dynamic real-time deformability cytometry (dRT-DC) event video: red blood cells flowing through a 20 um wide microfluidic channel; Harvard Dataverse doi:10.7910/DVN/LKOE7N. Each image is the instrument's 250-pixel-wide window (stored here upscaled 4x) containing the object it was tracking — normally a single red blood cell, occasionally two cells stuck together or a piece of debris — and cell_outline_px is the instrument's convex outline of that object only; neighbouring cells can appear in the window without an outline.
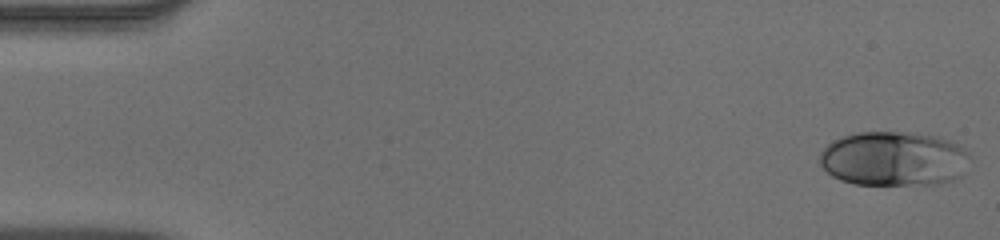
{"species": "human", "species_latin": "Homo sapiens", "temperature_condition": "warm", "stored_images_in_passage": 51, "camera_frame_rate_fps": 3000, "um_per_image_px": 0.085, "donor": {"sex": "male"}, "frame": {"image": 1, "passage_image": 1, "time_ms": 0.0, "image_size_px": [1000, 240], "cell_outline_px": [[972, 160], [960, 176], [952, 180], [940, 184], [852, 184], [840, 180], [832, 176], [820, 164], [820, 152], [832, 140], [840, 136], [856, 132], [908, 132], [936, 136], [960, 144], [972, 156]], "centroid_in_image_um": [76.0, 13.48], "position_along_channel_um": 9.0, "area_um2": 48.32}}
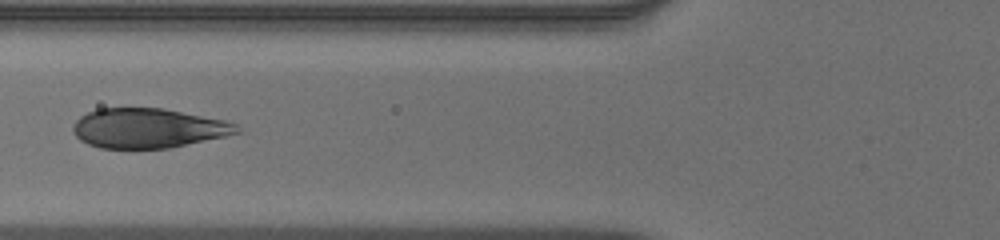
{"frame": {"image": 2, "passage_image": 20, "time_ms": 6.333, "image_size_px": [1000, 240], "cell_outline_px": [[240, 132], [224, 136], [168, 148], [100, 148], [88, 144], [80, 140], [76, 136], [72, 128], [76, 120], [80, 116], [96, 108], [164, 108], [224, 120], [240, 124]], "centroid_in_image_um": [12.58, 10.88], "position_along_channel_um": 113.2, "area_um2": 37.8}}
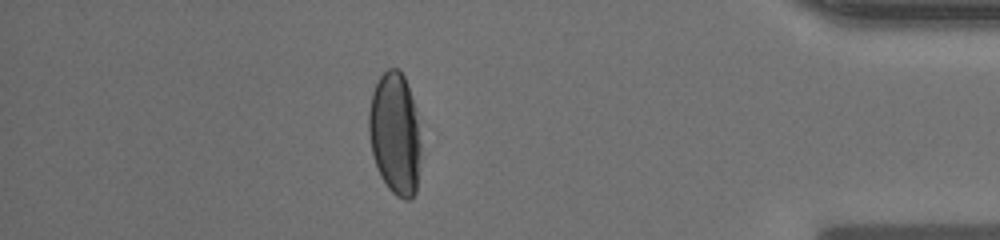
{"frame": {"image": 3, "passage_image": 45, "time_ms": 14.667, "image_size_px": [1000, 240], "cell_outline_px": [[420, 152], [416, 192], [412, 200], [404, 200], [396, 196], [388, 188], [380, 176], [372, 152], [368, 132], [368, 112], [372, 92], [380, 76], [388, 68], [396, 68], [404, 76], [412, 100], [416, 120], [420, 144]], "centroid_in_image_um": [33.55, 11.41], "position_along_channel_um": 401.7, "area_um2": 36.7}, "authors_computed_cell_mechanics": {"area_um2": 40.4022, "velocity_mm_per_s": 3.9256, "shape_relaxation_time_tau1_ms": 4.752, "shape_relaxation_time_tau2_ms": null, "deformation_change_tau1": 0.2159, "deformation_change_tau2": null}}